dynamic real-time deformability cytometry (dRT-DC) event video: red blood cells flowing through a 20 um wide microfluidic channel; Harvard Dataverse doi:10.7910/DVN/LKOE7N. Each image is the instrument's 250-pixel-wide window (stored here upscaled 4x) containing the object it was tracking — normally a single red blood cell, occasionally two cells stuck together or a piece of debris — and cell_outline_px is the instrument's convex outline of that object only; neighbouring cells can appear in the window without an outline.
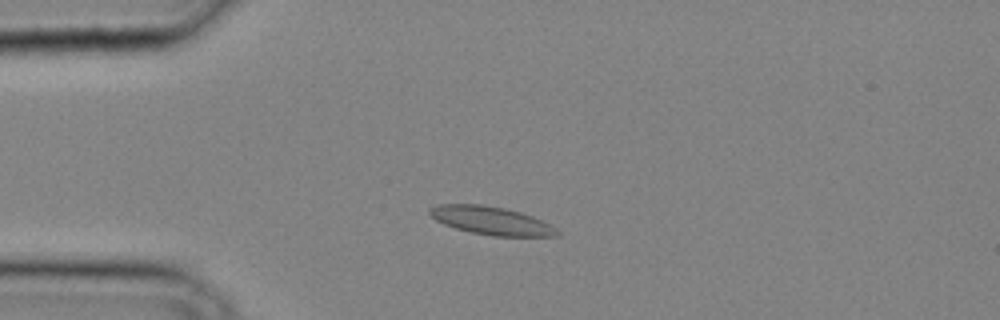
{"species": "common noctule bat (a hibernating species)", "species_latin": "Nyctalus noctula", "temperature_condition": "cold", "stored_images_in_passage": 32, "camera_frame_rate_fps": 3000, "um_per_image_px": 0.085, "animal": {"sex": "male", "body_mass_g": 20.4}, "frame": {"image": 1, "passage_image": 6, "time_ms": 1.667, "image_size_px": [1000, 320], "cell_outline_px": [[560, 236], [492, 236], [472, 232], [456, 228], [444, 224], [436, 220], [428, 212], [428, 208], [436, 204], [480, 204], [504, 208], [520, 212], [532, 216], [556, 228], [560, 232]], "centroid_in_image_um": [41.73, 18.75], "position_along_channel_um": 43.3, "area_um2": 20.81}}
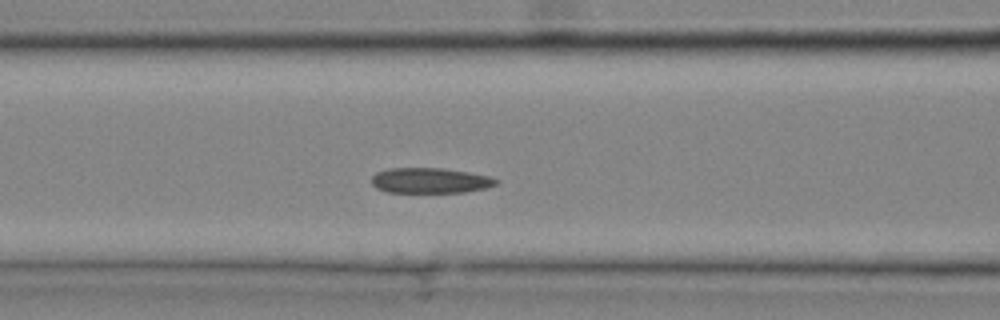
{"frame": {"image": 2, "passage_image": 12, "time_ms": 3.667, "image_size_px": [1000, 320], "cell_outline_px": [[500, 180], [496, 184], [484, 188], [464, 192], [388, 192], [376, 188], [372, 184], [372, 176], [376, 172], [388, 168], [440, 168], [468, 172], [488, 176]], "centroid_in_image_um": [36.53, 15.34], "position_along_channel_um": 130.1, "area_um2": 18.26}}
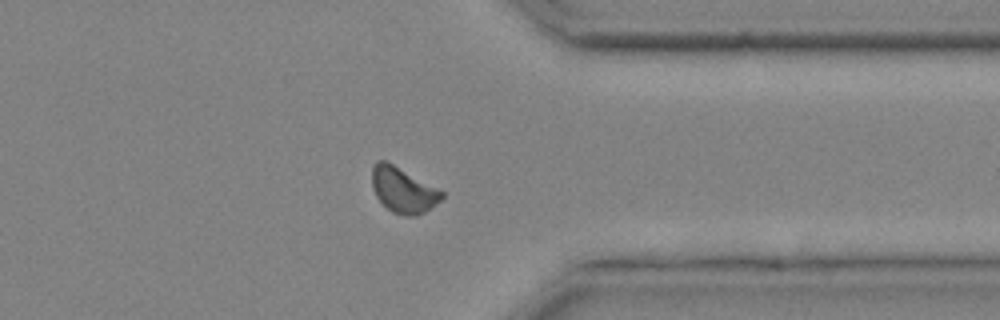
{"frame": {"image": 3, "passage_image": 26, "time_ms": 8.333, "image_size_px": [1000, 320], "cell_outline_px": [[444, 196], [440, 200], [424, 212], [416, 216], [404, 216], [392, 212], [376, 196], [372, 188], [372, 164], [376, 160], [384, 160], [392, 164], [444, 192]], "centroid_in_image_um": [34.23, 16.15], "position_along_channel_um": 377.2, "area_um2": 18.15}}